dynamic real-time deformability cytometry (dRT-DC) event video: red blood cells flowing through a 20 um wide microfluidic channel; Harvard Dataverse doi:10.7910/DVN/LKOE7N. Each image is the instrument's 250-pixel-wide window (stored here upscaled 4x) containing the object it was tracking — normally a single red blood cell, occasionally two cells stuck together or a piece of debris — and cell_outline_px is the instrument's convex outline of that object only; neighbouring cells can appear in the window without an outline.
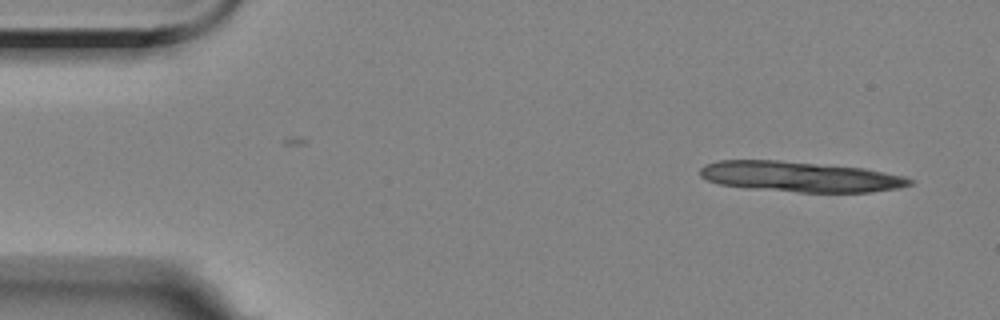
{"species": "Egyptian fruit bat (a non-hibernating species)", "species_latin": "Rousettus aegyptiacus", "temperature_condition": "room temperature", "stored_images_in_passage": 4, "camera_frame_rate_fps": 3000, "um_per_image_px": 0.085, "animal": {"sex": "female"}, "frame": {"image": 1, "passage_image": 1, "time_ms": 0.0, "image_size_px": [1000, 320], "cell_outline_px": [[912, 184], [900, 188], [872, 192], [796, 192], [748, 188], [720, 184], [708, 180], [700, 176], [700, 168], [708, 164], [720, 160], [776, 160], [864, 168], [904, 176], [912, 180]], "centroid_in_image_um": [68.02, 15.02], "position_along_channel_um": 17.0, "area_um2": 36.93}}